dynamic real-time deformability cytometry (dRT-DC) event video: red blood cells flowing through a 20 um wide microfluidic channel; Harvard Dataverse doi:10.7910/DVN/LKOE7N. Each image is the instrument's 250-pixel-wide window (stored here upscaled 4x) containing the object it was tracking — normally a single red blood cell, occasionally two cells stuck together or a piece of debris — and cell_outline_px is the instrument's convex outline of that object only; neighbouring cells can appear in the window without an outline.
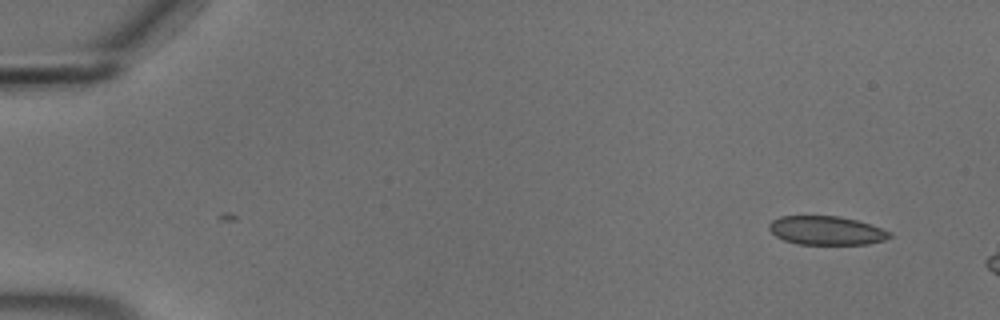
{"species": "common noctule bat (a hibernating species)", "species_latin": "Nyctalus noctula", "temperature_condition": "cold", "stored_images_in_passage": 2, "camera_frame_rate_fps": 3000, "um_per_image_px": 0.085, "animal": {"sex": "male", "body_mass_g": 18.8}, "frame": {"image": 1, "passage_image": 2, "time_ms": 0.333, "image_size_px": [1000, 320], "cell_outline_px": [[892, 236], [884, 240], [868, 244], [796, 244], [784, 240], [776, 236], [768, 228], [768, 224], [772, 220], [780, 216], [840, 216], [872, 224], [892, 232]], "centroid_in_image_um": [70.26, 19.59], "position_along_channel_um": 14.7, "area_um2": 20.35}}